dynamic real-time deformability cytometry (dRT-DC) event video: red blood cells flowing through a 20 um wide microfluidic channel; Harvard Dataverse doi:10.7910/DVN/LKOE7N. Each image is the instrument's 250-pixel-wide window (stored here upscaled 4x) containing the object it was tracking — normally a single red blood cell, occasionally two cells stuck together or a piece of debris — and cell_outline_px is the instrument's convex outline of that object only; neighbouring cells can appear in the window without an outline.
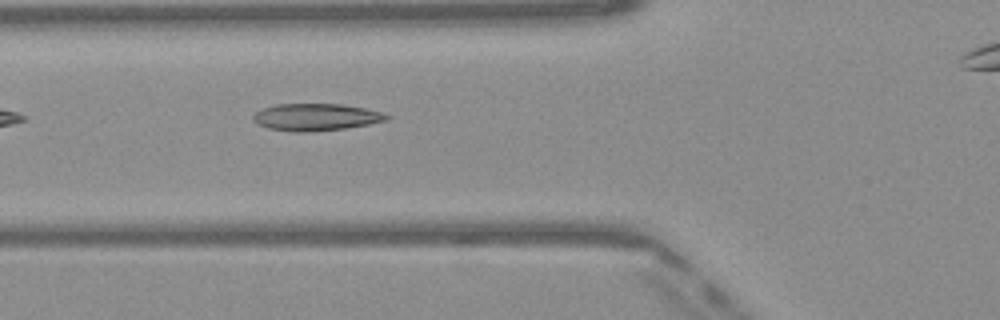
{"species": "Egyptian fruit bat (a non-hibernating species)", "species_latin": "Rousettus aegyptiacus", "temperature_condition": "warm", "stored_images_in_passage": 12, "camera_frame_rate_fps": 3000, "um_per_image_px": 0.085, "frame": {"image": 1, "passage_image": 3, "time_ms": 0.667, "image_size_px": [1000, 320], "cell_outline_px": [[392, 116], [388, 120], [368, 124], [344, 128], [308, 132], [296, 132], [268, 128], [256, 124], [252, 120], [252, 116], [256, 112], [264, 108], [276, 104], [344, 104], [364, 108], [380, 112]], "centroid_in_image_um": [26.83, 9.95], "position_along_channel_um": 99.0, "area_um2": 21.04}}
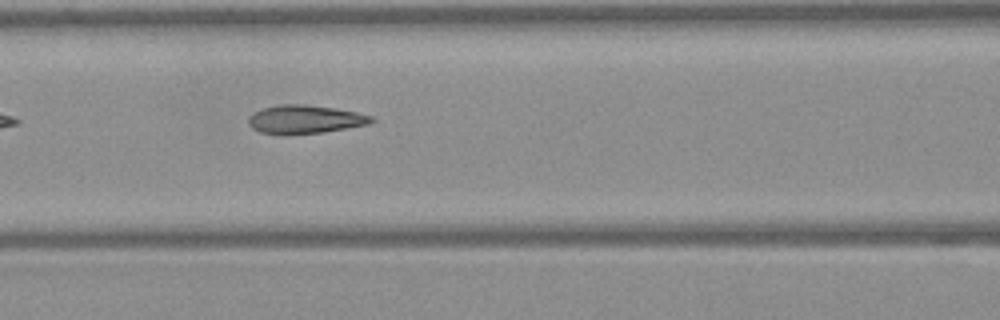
{"frame": {"image": 2, "passage_image": 6, "time_ms": 1.667, "image_size_px": [1000, 320], "cell_outline_px": [[376, 120], [368, 124], [324, 132], [260, 132], [252, 128], [248, 124], [248, 116], [252, 112], [264, 108], [280, 104], [304, 104], [336, 108], [356, 112], [372, 116]], "centroid_in_image_um": [25.94, 10.1], "position_along_channel_um": 140.7, "area_um2": 19.83}}
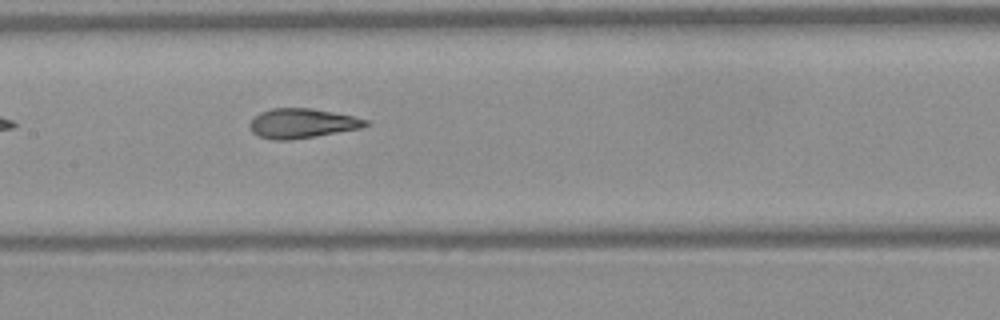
{"frame": {"image": 3, "passage_image": 9, "time_ms": 2.667, "image_size_px": [1000, 320], "cell_outline_px": [[372, 124], [360, 128], [316, 136], [292, 140], [272, 140], [260, 136], [252, 132], [248, 124], [260, 112], [272, 108], [312, 108], [352, 116], [368, 120]], "centroid_in_image_um": [25.67, 10.49], "position_along_channel_um": 181.7, "area_um2": 19.94}}